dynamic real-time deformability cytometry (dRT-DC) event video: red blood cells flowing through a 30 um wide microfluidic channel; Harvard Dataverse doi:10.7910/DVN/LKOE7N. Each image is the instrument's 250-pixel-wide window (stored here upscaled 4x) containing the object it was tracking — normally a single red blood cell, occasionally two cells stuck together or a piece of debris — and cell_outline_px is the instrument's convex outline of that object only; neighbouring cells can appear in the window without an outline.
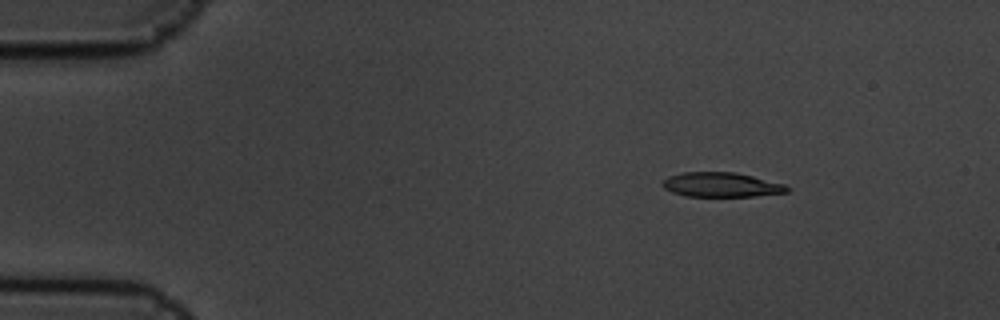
{"species": "common noctule bat (a hibernating species)", "species_latin": "Nyctalus noctula", "temperature_condition": "cold", "stored_images_in_passage": 7, "camera_frame_rate_fps": 3000, "um_per_image_px": 0.085, "animal": {"sex": "male", "body_mass_g": 19.5, "forearm_length_mm": 54.6}, "frame": {"image": 1, "passage_image": 2, "time_ms": 0.333, "image_size_px": [1000, 320], "cell_outline_px": [[792, 188], [788, 192], [756, 196], [684, 196], [672, 192], [664, 188], [660, 184], [668, 176], [684, 172], [736, 172], [784, 184]], "centroid_in_image_um": [61.31, 15.7], "position_along_channel_um": 23.7, "area_um2": 17.86}}
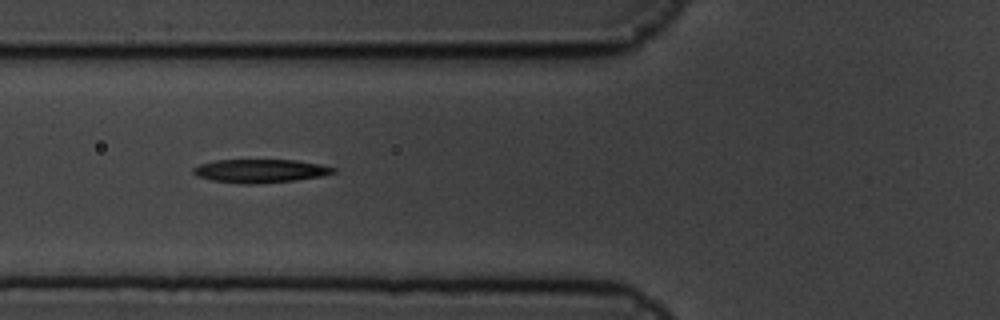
{"frame": {"image": 2, "passage_image": 6, "time_ms": 1.667, "image_size_px": [1000, 320], "cell_outline_px": [[336, 172], [320, 176], [296, 180], [248, 184], [240, 184], [212, 180], [196, 176], [192, 172], [192, 168], [200, 164], [212, 160], [296, 160], [320, 164], [336, 168]], "centroid_in_image_um": [22.08, 14.52], "position_along_channel_um": 103.7, "area_um2": 19.13}}
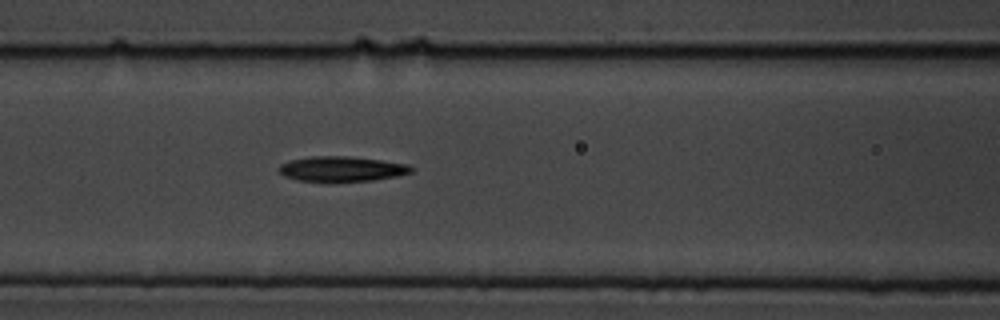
{"frame": {"image": 3, "passage_image": 7, "time_ms": 2.0, "image_size_px": [1000, 320], "cell_outline_px": [[416, 168], [412, 172], [396, 176], [372, 180], [296, 180], [284, 176], [276, 168], [280, 164], [292, 160], [312, 156], [344, 156], [380, 160], [408, 164]], "centroid_in_image_um": [29.05, 14.34], "position_along_channel_um": 137.5, "area_um2": 18.9}}